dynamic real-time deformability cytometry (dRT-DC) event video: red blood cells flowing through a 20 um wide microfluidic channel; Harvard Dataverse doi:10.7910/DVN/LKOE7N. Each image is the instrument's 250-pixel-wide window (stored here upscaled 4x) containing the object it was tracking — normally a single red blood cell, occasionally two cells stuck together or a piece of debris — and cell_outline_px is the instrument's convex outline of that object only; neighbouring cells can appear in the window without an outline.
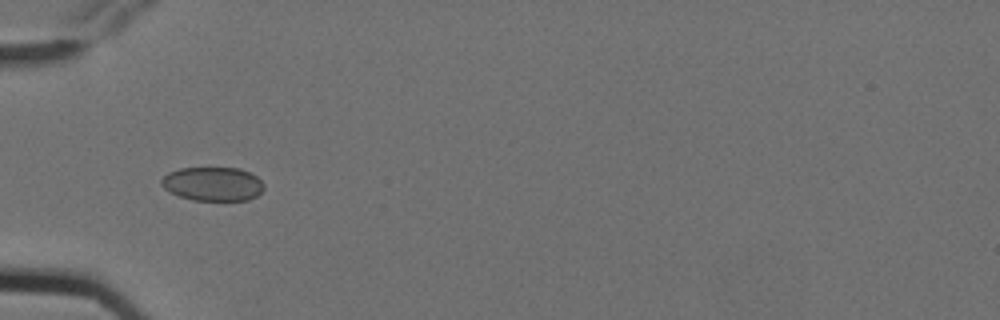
{"species": "Egyptian fruit bat (a non-hibernating species)", "species_latin": "Rousettus aegyptiacus", "temperature_condition": "cold", "stored_images_in_passage": 5, "camera_frame_rate_fps": 3000, "um_per_image_px": 0.085, "animal": {"sex": "female"}, "frame": {"image": 1, "passage_image": 5, "time_ms": 1.333, "image_size_px": [1000, 320], "cell_outline_px": [[264, 188], [256, 196], [248, 200], [192, 200], [180, 196], [164, 188], [160, 184], [160, 180], [168, 172], [180, 168], [240, 168], [256, 176], [264, 184]], "centroid_in_image_um": [18.08, 15.63], "position_along_channel_um": 66.9, "area_um2": 20.17}}